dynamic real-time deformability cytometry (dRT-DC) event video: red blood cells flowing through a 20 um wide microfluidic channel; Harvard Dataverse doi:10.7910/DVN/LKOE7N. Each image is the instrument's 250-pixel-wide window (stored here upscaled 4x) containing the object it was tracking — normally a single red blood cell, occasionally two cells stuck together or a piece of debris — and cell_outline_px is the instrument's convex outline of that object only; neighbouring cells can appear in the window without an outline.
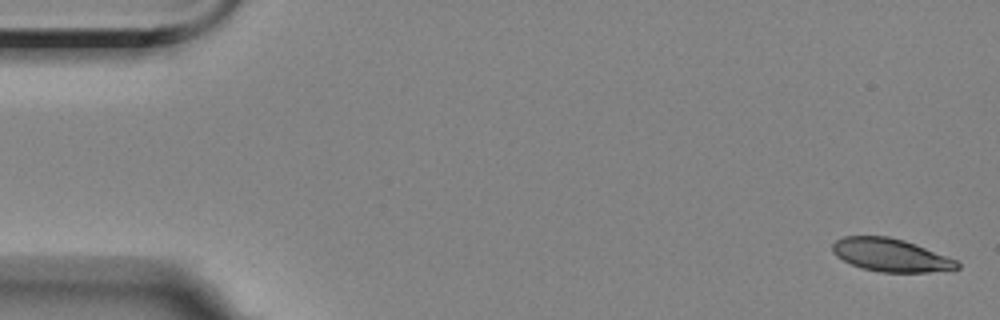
{"species": "Egyptian fruit bat (a non-hibernating species)", "species_latin": "Rousettus aegyptiacus", "temperature_condition": "room temperature", "stored_images_in_passage": 9, "camera_frame_rate_fps": 3000, "um_per_image_px": 0.085, "animal": {"sex": "female"}, "frame": {"image": 1, "passage_image": 1, "time_ms": 0.0, "image_size_px": [1000, 320], "cell_outline_px": [[960, 268], [928, 272], [880, 272], [864, 268], [852, 264], [836, 256], [832, 252], [832, 244], [836, 240], [844, 236], [888, 236], [904, 240], [956, 260], [960, 264]], "centroid_in_image_um": [75.68, 21.67], "position_along_channel_um": 9.3, "area_um2": 23.64}}
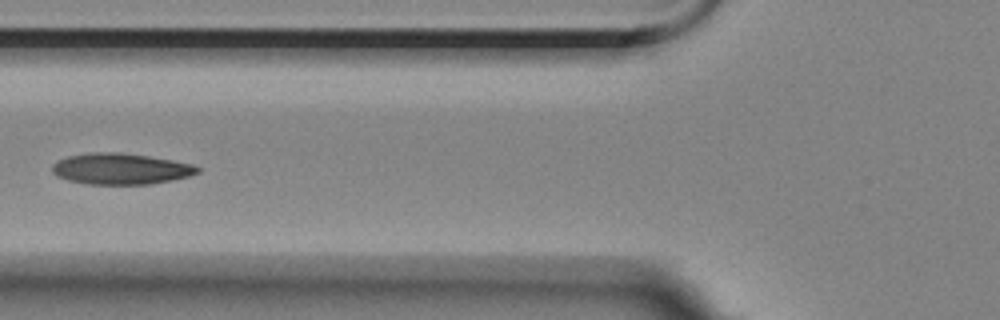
{"frame": {"image": 2, "passage_image": 7, "time_ms": 6.667, "image_size_px": [1000, 320], "cell_outline_px": [[200, 172], [188, 176], [172, 180], [152, 184], [88, 184], [68, 180], [56, 176], [52, 172], [52, 164], [68, 156], [92, 152], [120, 152], [148, 156], [172, 160], [192, 164], [200, 168]], "centroid_in_image_um": [10.26, 14.35], "position_along_channel_um": 115.5, "area_um2": 26.3}}
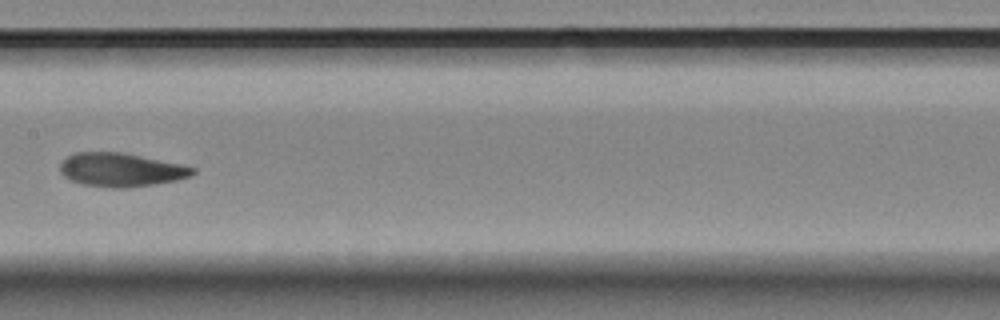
{"frame": {"image": 3, "passage_image": 9, "time_ms": 9.0, "image_size_px": [1000, 320], "cell_outline_px": [[196, 172], [192, 176], [176, 180], [156, 184], [128, 188], [108, 188], [80, 184], [64, 176], [60, 172], [60, 164], [68, 156], [76, 152], [120, 152], [180, 164], [196, 168]], "centroid_in_image_um": [10.28, 14.45], "position_along_channel_um": 197.1, "area_um2": 26.01}}